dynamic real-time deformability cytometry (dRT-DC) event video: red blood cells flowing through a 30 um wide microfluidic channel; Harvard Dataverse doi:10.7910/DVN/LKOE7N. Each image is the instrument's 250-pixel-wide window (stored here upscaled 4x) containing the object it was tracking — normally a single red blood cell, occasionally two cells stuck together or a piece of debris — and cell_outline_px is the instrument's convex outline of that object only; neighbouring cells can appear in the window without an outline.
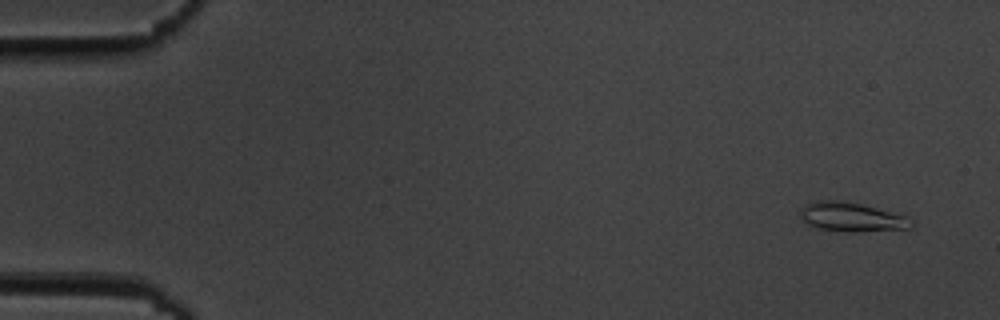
{"species": "common noctule bat (a hibernating species)", "species_latin": "Nyctalus noctula", "temperature_condition": "cold", "stored_images_in_passage": 56, "camera_frame_rate_fps": 3000, "um_per_image_px": 0.085, "animal": {"sex": "male", "body_mass_g": 19.5, "forearm_length_mm": 54.6}, "frame": {"image": 1, "passage_image": 4, "time_ms": 1.0, "image_size_px": [1000, 320], "cell_outline_px": [[912, 228], [848, 232], [844, 232], [820, 228], [808, 224], [800, 216], [800, 212], [808, 204], [816, 200], [844, 200], [876, 208], [904, 216], [912, 220]], "centroid_in_image_um": [72.38, 18.44], "position_along_channel_um": 12.6, "area_um2": 18.44}}
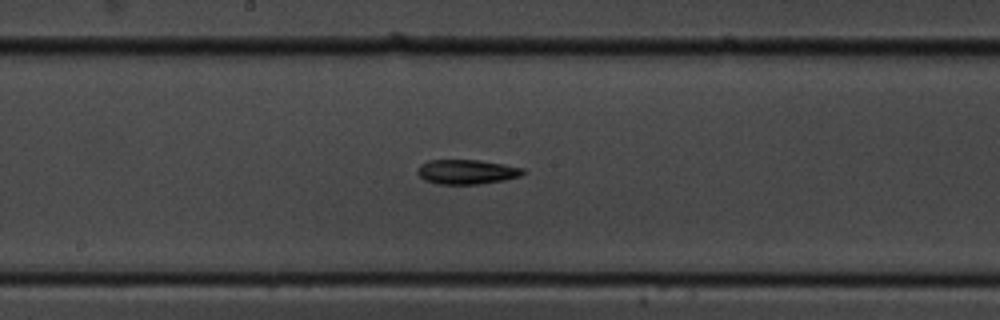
{"frame": {"image": 2, "passage_image": 30, "time_ms": 9.667, "image_size_px": [1000, 320], "cell_outline_px": [[524, 172], [520, 176], [504, 180], [480, 184], [436, 184], [424, 180], [416, 172], [420, 164], [428, 160], [480, 160], [504, 164], [524, 168]], "centroid_in_image_um": [39.65, 14.6], "position_along_channel_um": 208.6, "area_um2": 15.2}}
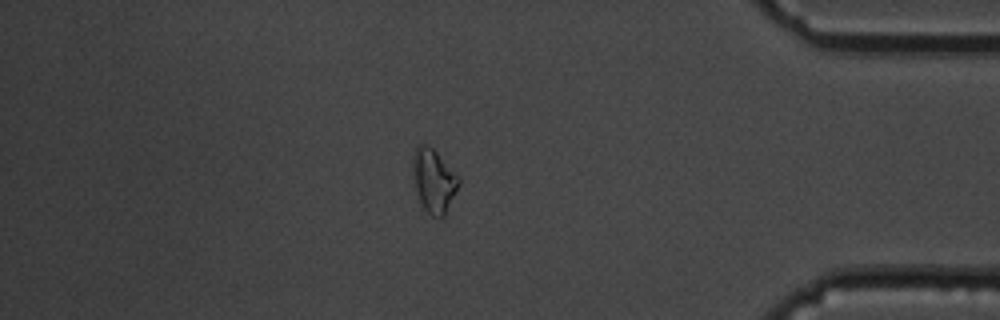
{"frame": {"image": 3, "passage_image": 48, "time_ms": 15.667, "image_size_px": [1000, 320], "cell_outline_px": [[460, 184], [444, 216], [432, 216], [424, 208], [412, 184], [412, 160], [416, 144], [428, 144], [460, 176]], "centroid_in_image_um": [36.85, 15.32], "position_along_channel_um": 398.4, "area_um2": 17.22}, "authors_computed_cell_mechanics": {"area_um2": 15.5771, "velocity_mm_per_s": 3.6716, "shape_relaxation_time_tau1_ms": 2.3038, "shape_relaxation_time_tau2_ms": 8.3754, "deformation_change_tau1": 0.1064, "deformation_change_tau2": 0.1491}}